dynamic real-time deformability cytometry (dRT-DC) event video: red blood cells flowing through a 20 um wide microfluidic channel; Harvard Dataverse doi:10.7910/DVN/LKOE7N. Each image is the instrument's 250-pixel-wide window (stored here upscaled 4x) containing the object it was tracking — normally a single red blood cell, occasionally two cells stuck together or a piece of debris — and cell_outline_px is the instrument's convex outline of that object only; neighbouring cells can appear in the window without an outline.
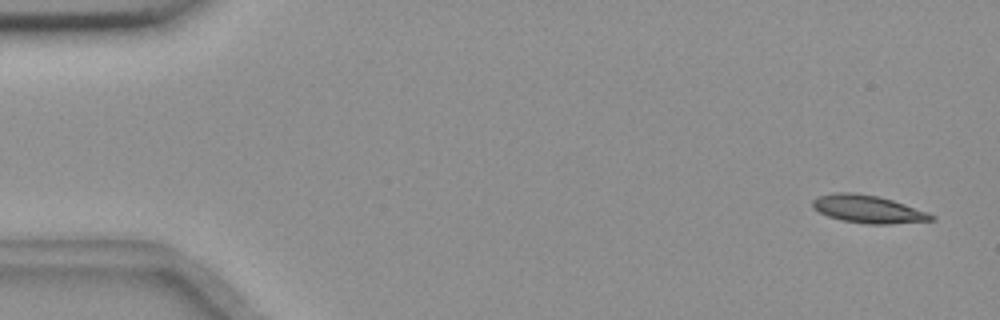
{"species": "common noctule bat (a hibernating species)", "species_latin": "Nyctalus noctula", "temperature_condition": "room temperature", "stored_images_in_passage": 56, "camera_frame_rate_fps": 3000, "um_per_image_px": 0.085, "animal": {"sex": "female", "body_mass_g": 18.4}, "frame": {"image": 1, "passage_image": 3, "time_ms": 0.667, "image_size_px": [1000, 320], "cell_outline_px": [[936, 220], [888, 224], [868, 224], [844, 220], [828, 216], [820, 212], [812, 204], [812, 200], [816, 196], [836, 192], [852, 192], [880, 196], [928, 212], [936, 216]], "centroid_in_image_um": [73.81, 17.76], "position_along_channel_um": 11.2, "area_um2": 19.13}}
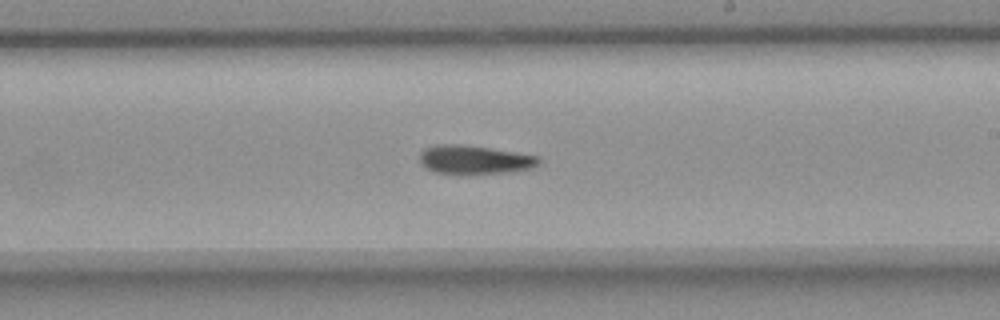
{"frame": {"image": 2, "passage_image": 33, "time_ms": 10.667, "image_size_px": [1000, 320], "cell_outline_px": [[540, 164], [532, 168], [508, 172], [460, 176], [436, 172], [424, 168], [420, 164], [420, 152], [424, 148], [436, 144], [464, 144], [516, 152], [540, 156]], "centroid_in_image_um": [40.3, 13.6], "position_along_channel_um": 248.7, "area_um2": 20.69}}
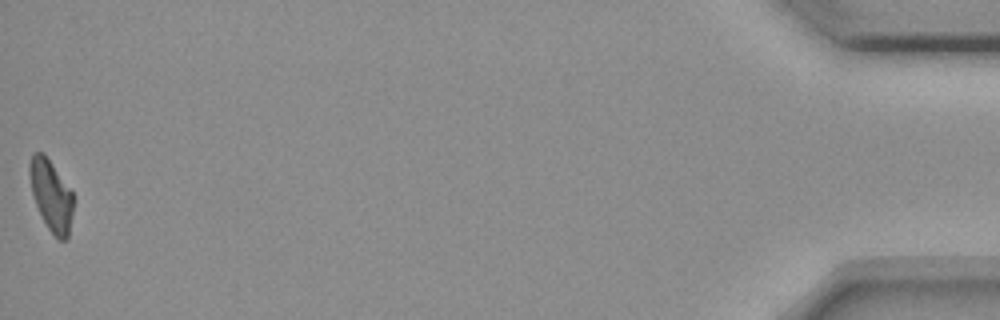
{"frame": {"image": 3, "passage_image": 56, "time_ms": 18.333, "image_size_px": [1000, 320], "cell_outline_px": [[72, 212], [68, 240], [60, 240], [48, 228], [36, 204], [32, 192], [28, 172], [28, 164], [32, 152], [44, 152], [72, 192]], "centroid_in_image_um": [4.32, 16.56], "position_along_channel_um": 430.9, "area_um2": 17.86}}